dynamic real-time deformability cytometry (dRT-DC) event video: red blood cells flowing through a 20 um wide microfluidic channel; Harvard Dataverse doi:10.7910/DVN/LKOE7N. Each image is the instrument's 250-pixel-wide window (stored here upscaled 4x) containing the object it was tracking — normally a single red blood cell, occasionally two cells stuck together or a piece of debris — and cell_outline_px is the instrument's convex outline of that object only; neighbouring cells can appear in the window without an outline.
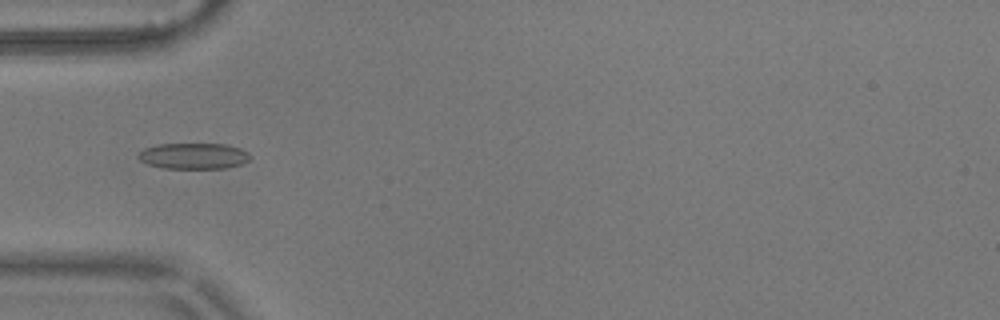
{"species": "common noctule bat (a hibernating species)", "species_latin": "Nyctalus noctula", "temperature_condition": "warm", "stored_images_in_passage": 5, "camera_frame_rate_fps": 3000, "um_per_image_px": 0.085, "animal": {"sex": "male", "body_mass_g": 17.9}, "frame": {"image": 1, "passage_image": 5, "time_ms": 1.333, "image_size_px": [1000, 320], "cell_outline_px": [[252, 156], [248, 160], [240, 164], [224, 168], [164, 168], [148, 164], [140, 160], [136, 156], [144, 148], [160, 144], [224, 144], [240, 148], [248, 152]], "centroid_in_image_um": [16.45, 13.25], "position_along_channel_um": 68.5, "area_um2": 16.82}}